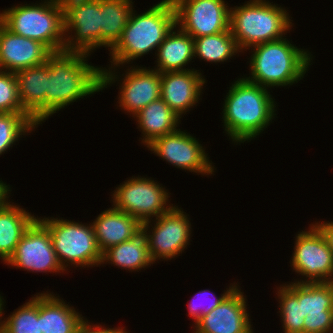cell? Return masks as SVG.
I'll return each mask as SVG.
<instances>
[{"label":"cell","instance_id":"1","mask_svg":"<svg viewBox=\"0 0 333 333\" xmlns=\"http://www.w3.org/2000/svg\"><path fill=\"white\" fill-rule=\"evenodd\" d=\"M177 27L172 0H162L138 15L132 10L121 38L109 50L112 59L110 62L113 63L111 66L114 67H109V70L102 67V90L118 80L117 72L110 68L116 69V66L128 64L131 60L134 61L157 49L166 35Z\"/></svg>","mask_w":333,"mask_h":333},{"label":"cell","instance_id":"2","mask_svg":"<svg viewBox=\"0 0 333 333\" xmlns=\"http://www.w3.org/2000/svg\"><path fill=\"white\" fill-rule=\"evenodd\" d=\"M89 55L55 52L46 60V119L76 100L102 90V68L87 62Z\"/></svg>","mask_w":333,"mask_h":333},{"label":"cell","instance_id":"3","mask_svg":"<svg viewBox=\"0 0 333 333\" xmlns=\"http://www.w3.org/2000/svg\"><path fill=\"white\" fill-rule=\"evenodd\" d=\"M268 88L238 78L223 104L225 133L238 144L251 141L269 126L276 115V104Z\"/></svg>","mask_w":333,"mask_h":333},{"label":"cell","instance_id":"4","mask_svg":"<svg viewBox=\"0 0 333 333\" xmlns=\"http://www.w3.org/2000/svg\"><path fill=\"white\" fill-rule=\"evenodd\" d=\"M252 47L249 65L252 76L245 79L265 88L298 83L313 58L308 50L294 46L284 37Z\"/></svg>","mask_w":333,"mask_h":333},{"label":"cell","instance_id":"5","mask_svg":"<svg viewBox=\"0 0 333 333\" xmlns=\"http://www.w3.org/2000/svg\"><path fill=\"white\" fill-rule=\"evenodd\" d=\"M39 4L8 8L0 13V22L14 34L41 42L52 53L64 51V8L61 0H45Z\"/></svg>","mask_w":333,"mask_h":333},{"label":"cell","instance_id":"6","mask_svg":"<svg viewBox=\"0 0 333 333\" xmlns=\"http://www.w3.org/2000/svg\"><path fill=\"white\" fill-rule=\"evenodd\" d=\"M245 3L230 8V30L241 51L286 37L291 30L293 23L285 8L266 0Z\"/></svg>","mask_w":333,"mask_h":333},{"label":"cell","instance_id":"7","mask_svg":"<svg viewBox=\"0 0 333 333\" xmlns=\"http://www.w3.org/2000/svg\"><path fill=\"white\" fill-rule=\"evenodd\" d=\"M50 232L53 248L62 268L101 265L102 253L95 238L93 225L58 218H37ZM66 263V264H65Z\"/></svg>","mask_w":333,"mask_h":333},{"label":"cell","instance_id":"8","mask_svg":"<svg viewBox=\"0 0 333 333\" xmlns=\"http://www.w3.org/2000/svg\"><path fill=\"white\" fill-rule=\"evenodd\" d=\"M123 183L114 190L112 206L132 215L141 224L153 217L156 219L173 207L167 205L170 197L168 191L151 178L132 176Z\"/></svg>","mask_w":333,"mask_h":333},{"label":"cell","instance_id":"9","mask_svg":"<svg viewBox=\"0 0 333 333\" xmlns=\"http://www.w3.org/2000/svg\"><path fill=\"white\" fill-rule=\"evenodd\" d=\"M64 8L65 52L91 55L101 47V0H61ZM74 32V36L70 32ZM68 32V36L67 33Z\"/></svg>","mask_w":333,"mask_h":333},{"label":"cell","instance_id":"10","mask_svg":"<svg viewBox=\"0 0 333 333\" xmlns=\"http://www.w3.org/2000/svg\"><path fill=\"white\" fill-rule=\"evenodd\" d=\"M181 209L176 205L173 206L167 213L154 220V226L150 224L151 220L142 224L141 231L146 237L148 252L153 263L161 258L165 261L178 257L189 245L191 223L186 212Z\"/></svg>","mask_w":333,"mask_h":333},{"label":"cell","instance_id":"11","mask_svg":"<svg viewBox=\"0 0 333 333\" xmlns=\"http://www.w3.org/2000/svg\"><path fill=\"white\" fill-rule=\"evenodd\" d=\"M308 230L296 235L292 262L290 261L293 270L305 276L307 280L295 282H332L333 253L321 232L313 224H310Z\"/></svg>","mask_w":333,"mask_h":333},{"label":"cell","instance_id":"12","mask_svg":"<svg viewBox=\"0 0 333 333\" xmlns=\"http://www.w3.org/2000/svg\"><path fill=\"white\" fill-rule=\"evenodd\" d=\"M176 25L193 39L230 29V9L224 0H172Z\"/></svg>","mask_w":333,"mask_h":333},{"label":"cell","instance_id":"13","mask_svg":"<svg viewBox=\"0 0 333 333\" xmlns=\"http://www.w3.org/2000/svg\"><path fill=\"white\" fill-rule=\"evenodd\" d=\"M7 265L31 272L62 273L50 232L36 219L24 232Z\"/></svg>","mask_w":333,"mask_h":333},{"label":"cell","instance_id":"14","mask_svg":"<svg viewBox=\"0 0 333 333\" xmlns=\"http://www.w3.org/2000/svg\"><path fill=\"white\" fill-rule=\"evenodd\" d=\"M157 156L177 168L190 172L211 175L214 172L212 161L199 141L185 131L177 129L154 139L146 146Z\"/></svg>","mask_w":333,"mask_h":333},{"label":"cell","instance_id":"15","mask_svg":"<svg viewBox=\"0 0 333 333\" xmlns=\"http://www.w3.org/2000/svg\"><path fill=\"white\" fill-rule=\"evenodd\" d=\"M238 287L194 323V333H254L246 310L247 300Z\"/></svg>","mask_w":333,"mask_h":333},{"label":"cell","instance_id":"16","mask_svg":"<svg viewBox=\"0 0 333 333\" xmlns=\"http://www.w3.org/2000/svg\"><path fill=\"white\" fill-rule=\"evenodd\" d=\"M127 71L121 79L118 103L133 117L152 101L161 98V73L138 66H132Z\"/></svg>","mask_w":333,"mask_h":333},{"label":"cell","instance_id":"17","mask_svg":"<svg viewBox=\"0 0 333 333\" xmlns=\"http://www.w3.org/2000/svg\"><path fill=\"white\" fill-rule=\"evenodd\" d=\"M51 54L41 42L14 34L0 22V70L16 73L45 63Z\"/></svg>","mask_w":333,"mask_h":333},{"label":"cell","instance_id":"18","mask_svg":"<svg viewBox=\"0 0 333 333\" xmlns=\"http://www.w3.org/2000/svg\"><path fill=\"white\" fill-rule=\"evenodd\" d=\"M198 71L193 68L161 73V99L180 118L200 100L206 80Z\"/></svg>","mask_w":333,"mask_h":333},{"label":"cell","instance_id":"19","mask_svg":"<svg viewBox=\"0 0 333 333\" xmlns=\"http://www.w3.org/2000/svg\"><path fill=\"white\" fill-rule=\"evenodd\" d=\"M303 333L333 331V283H302Z\"/></svg>","mask_w":333,"mask_h":333},{"label":"cell","instance_id":"20","mask_svg":"<svg viewBox=\"0 0 333 333\" xmlns=\"http://www.w3.org/2000/svg\"><path fill=\"white\" fill-rule=\"evenodd\" d=\"M15 74L23 111L39 125L46 120L47 63Z\"/></svg>","mask_w":333,"mask_h":333},{"label":"cell","instance_id":"21","mask_svg":"<svg viewBox=\"0 0 333 333\" xmlns=\"http://www.w3.org/2000/svg\"><path fill=\"white\" fill-rule=\"evenodd\" d=\"M92 225L101 253L112 246L134 238L141 232L142 227L135 217L114 207L99 214Z\"/></svg>","mask_w":333,"mask_h":333},{"label":"cell","instance_id":"22","mask_svg":"<svg viewBox=\"0 0 333 333\" xmlns=\"http://www.w3.org/2000/svg\"><path fill=\"white\" fill-rule=\"evenodd\" d=\"M82 314L54 294L40 293V327L42 333H77L84 322Z\"/></svg>","mask_w":333,"mask_h":333},{"label":"cell","instance_id":"23","mask_svg":"<svg viewBox=\"0 0 333 333\" xmlns=\"http://www.w3.org/2000/svg\"><path fill=\"white\" fill-rule=\"evenodd\" d=\"M8 200L0 206V259L7 262L24 232L38 218Z\"/></svg>","mask_w":333,"mask_h":333},{"label":"cell","instance_id":"24","mask_svg":"<svg viewBox=\"0 0 333 333\" xmlns=\"http://www.w3.org/2000/svg\"><path fill=\"white\" fill-rule=\"evenodd\" d=\"M156 51L158 72L192 70L184 66L194 58V39L180 28L172 29Z\"/></svg>","mask_w":333,"mask_h":333},{"label":"cell","instance_id":"25","mask_svg":"<svg viewBox=\"0 0 333 333\" xmlns=\"http://www.w3.org/2000/svg\"><path fill=\"white\" fill-rule=\"evenodd\" d=\"M133 117L142 130L141 140L145 146L158 137L176 131L180 123V117L161 98L152 101Z\"/></svg>","mask_w":333,"mask_h":333},{"label":"cell","instance_id":"26","mask_svg":"<svg viewBox=\"0 0 333 333\" xmlns=\"http://www.w3.org/2000/svg\"><path fill=\"white\" fill-rule=\"evenodd\" d=\"M107 262L131 272H138V270L154 264L150 258L147 240L142 231L134 238L105 250L102 253L101 264Z\"/></svg>","mask_w":333,"mask_h":333},{"label":"cell","instance_id":"27","mask_svg":"<svg viewBox=\"0 0 333 333\" xmlns=\"http://www.w3.org/2000/svg\"><path fill=\"white\" fill-rule=\"evenodd\" d=\"M132 4V0H101V46L111 50L119 41L133 10Z\"/></svg>","mask_w":333,"mask_h":333},{"label":"cell","instance_id":"28","mask_svg":"<svg viewBox=\"0 0 333 333\" xmlns=\"http://www.w3.org/2000/svg\"><path fill=\"white\" fill-rule=\"evenodd\" d=\"M284 333H303L302 283L280 285L277 293Z\"/></svg>","mask_w":333,"mask_h":333},{"label":"cell","instance_id":"29","mask_svg":"<svg viewBox=\"0 0 333 333\" xmlns=\"http://www.w3.org/2000/svg\"><path fill=\"white\" fill-rule=\"evenodd\" d=\"M241 52L231 30L194 38V57L207 62H226Z\"/></svg>","mask_w":333,"mask_h":333},{"label":"cell","instance_id":"30","mask_svg":"<svg viewBox=\"0 0 333 333\" xmlns=\"http://www.w3.org/2000/svg\"><path fill=\"white\" fill-rule=\"evenodd\" d=\"M3 333H42L40 327V294L14 310L3 320Z\"/></svg>","mask_w":333,"mask_h":333},{"label":"cell","instance_id":"31","mask_svg":"<svg viewBox=\"0 0 333 333\" xmlns=\"http://www.w3.org/2000/svg\"><path fill=\"white\" fill-rule=\"evenodd\" d=\"M35 127L37 124L26 113H0V155Z\"/></svg>","mask_w":333,"mask_h":333},{"label":"cell","instance_id":"32","mask_svg":"<svg viewBox=\"0 0 333 333\" xmlns=\"http://www.w3.org/2000/svg\"><path fill=\"white\" fill-rule=\"evenodd\" d=\"M0 113H25L13 72L0 70Z\"/></svg>","mask_w":333,"mask_h":333},{"label":"cell","instance_id":"33","mask_svg":"<svg viewBox=\"0 0 333 333\" xmlns=\"http://www.w3.org/2000/svg\"><path fill=\"white\" fill-rule=\"evenodd\" d=\"M237 285L238 284H235V285L232 284L219 297H216V295L212 296V294H208V293H210L209 290L199 291V293H197V295H195V297H193L191 303L190 302L188 303L189 316L192 317L193 318L192 320H194V322L196 323L202 316L207 315L212 309L216 308L237 287ZM205 295H208V297L211 298V299L209 298V300H211V301H208L209 304L208 305L206 304L207 306L203 305V302H200V301H199L200 303L194 302L196 300H199L202 296H205ZM196 297L197 298L200 297V298L194 300ZM206 300H208V299H206Z\"/></svg>","mask_w":333,"mask_h":333},{"label":"cell","instance_id":"34","mask_svg":"<svg viewBox=\"0 0 333 333\" xmlns=\"http://www.w3.org/2000/svg\"><path fill=\"white\" fill-rule=\"evenodd\" d=\"M77 333H128L122 327L106 328L101 325H91L87 319L80 325ZM130 333V332H129Z\"/></svg>","mask_w":333,"mask_h":333},{"label":"cell","instance_id":"35","mask_svg":"<svg viewBox=\"0 0 333 333\" xmlns=\"http://www.w3.org/2000/svg\"><path fill=\"white\" fill-rule=\"evenodd\" d=\"M323 235L328 247L333 253V222H317L313 224Z\"/></svg>","mask_w":333,"mask_h":333},{"label":"cell","instance_id":"36","mask_svg":"<svg viewBox=\"0 0 333 333\" xmlns=\"http://www.w3.org/2000/svg\"><path fill=\"white\" fill-rule=\"evenodd\" d=\"M10 185H6L2 180L0 181V206L3 205L9 198L8 194L10 190Z\"/></svg>","mask_w":333,"mask_h":333},{"label":"cell","instance_id":"37","mask_svg":"<svg viewBox=\"0 0 333 333\" xmlns=\"http://www.w3.org/2000/svg\"><path fill=\"white\" fill-rule=\"evenodd\" d=\"M4 299L2 298V296L0 295V333H3V320L1 319L3 312V306H4ZM2 320V321H1Z\"/></svg>","mask_w":333,"mask_h":333}]
</instances>
